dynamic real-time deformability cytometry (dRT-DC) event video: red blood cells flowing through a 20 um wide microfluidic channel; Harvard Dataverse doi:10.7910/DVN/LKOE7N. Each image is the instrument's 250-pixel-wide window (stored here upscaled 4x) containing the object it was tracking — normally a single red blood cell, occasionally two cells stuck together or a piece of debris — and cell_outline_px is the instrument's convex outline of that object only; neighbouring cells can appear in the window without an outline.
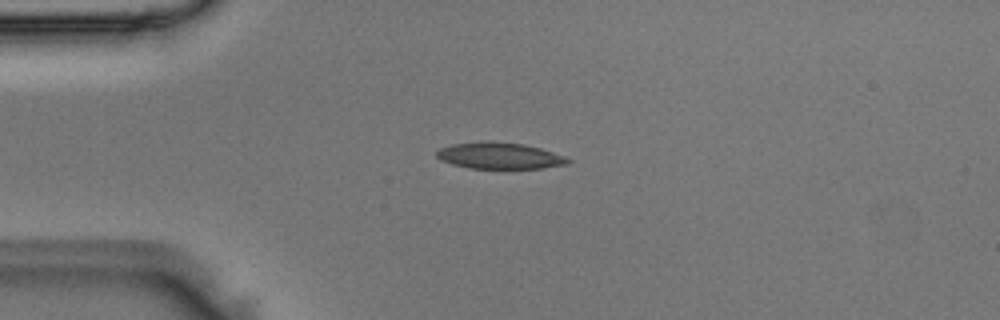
{"species": "Egyptian fruit bat (a non-hibernating species)", "species_latin": "Rousettus aegyptiacus", "temperature_condition": "room temperature", "stored_images_in_passage": 6, "camera_frame_rate_fps": 3000, "um_per_image_px": 0.085, "animal": {"sex": "male"}, "frame": {"image": 1, "passage_image": 3, "time_ms": 0.667, "image_size_px": [1000, 320], "cell_outline_px": [[572, 160], [568, 164], [544, 168], [468, 168], [452, 164], [440, 160], [436, 156], [436, 152], [440, 148], [452, 144], [484, 140], [488, 140], [524, 144], [540, 148], [568, 156]], "centroid_in_image_um": [42.49, 13.22], "position_along_channel_um": 42.5, "area_um2": 20.52}}
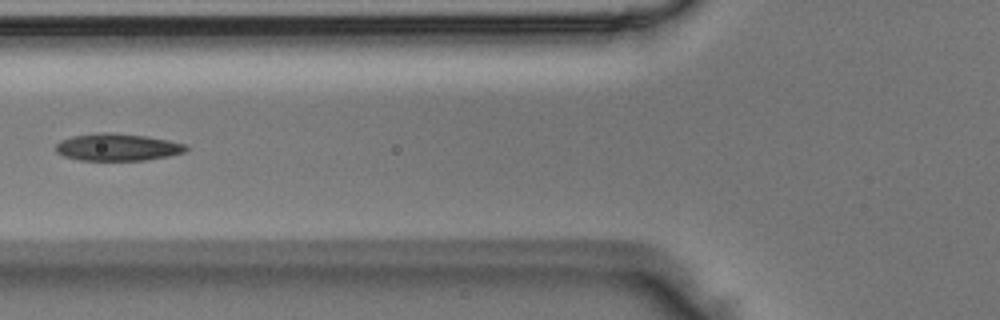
{"frame": {"image": 2, "passage_image": 5, "time_ms": 1.333, "image_size_px": [1000, 320], "cell_outline_px": [[188, 148], [184, 152], [168, 156], [144, 160], [80, 160], [64, 156], [56, 152], [56, 144], [60, 140], [72, 136], [100, 132], [108, 132], [144, 136], [168, 140], [188, 144]], "centroid_in_image_um": [9.98, 12.5], "position_along_channel_um": 115.8, "area_um2": 20.58}}
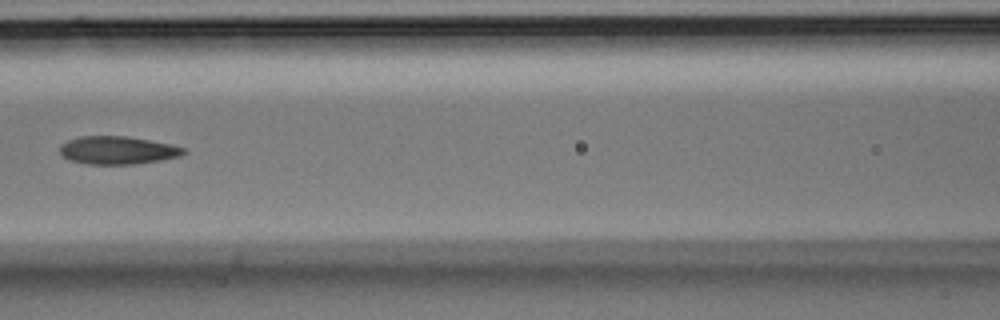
{"frame": {"image": 3, "passage_image": 6, "time_ms": 1.667, "image_size_px": [1000, 320], "cell_outline_px": [[188, 152], [180, 156], [160, 160], [136, 164], [88, 164], [68, 160], [60, 152], [60, 144], [68, 140], [80, 136], [124, 136], [148, 140], [168, 144], [184, 148]], "centroid_in_image_um": [9.97, 12.77], "position_along_channel_um": 156.6, "area_um2": 20.06}}